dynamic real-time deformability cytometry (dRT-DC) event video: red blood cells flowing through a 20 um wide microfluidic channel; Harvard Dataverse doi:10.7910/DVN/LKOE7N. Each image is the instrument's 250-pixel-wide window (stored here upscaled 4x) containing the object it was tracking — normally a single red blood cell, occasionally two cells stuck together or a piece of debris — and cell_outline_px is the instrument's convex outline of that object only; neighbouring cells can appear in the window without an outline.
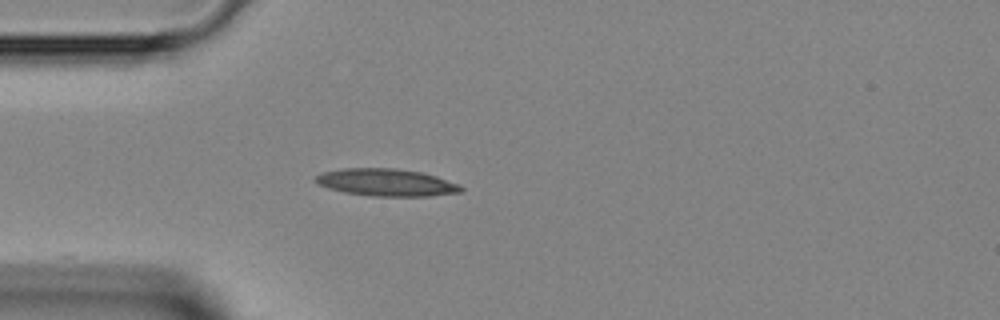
{"species": "Egyptian fruit bat (a non-hibernating species)", "species_latin": "Rousettus aegyptiacus", "temperature_condition": "room temperature", "stored_images_in_passage": 34, "camera_frame_rate_fps": 3000, "um_per_image_px": 0.085, "animal": {"sex": "female"}, "frame": {"image": 1, "passage_image": 1, "time_ms": 0.0, "image_size_px": [1000, 320], "cell_outline_px": [[464, 188], [460, 192], [428, 196], [372, 196], [344, 192], [328, 188], [316, 184], [312, 180], [316, 176], [324, 172], [344, 168], [396, 168], [420, 172], [436, 176], [460, 184]], "centroid_in_image_um": [32.82, 15.51], "position_along_channel_um": 52.2, "area_um2": 23.18}}
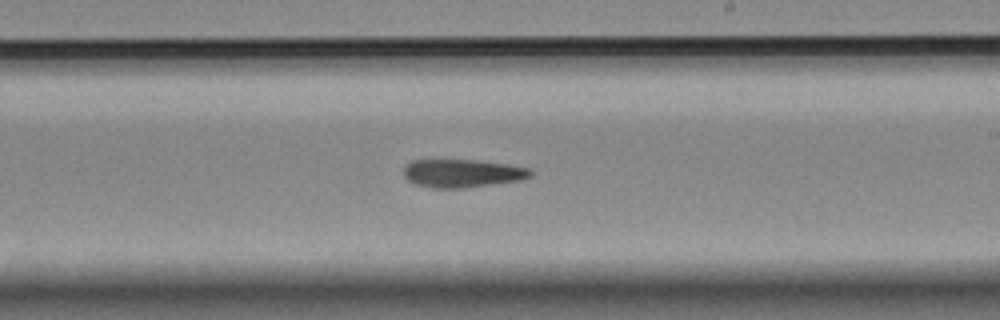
{"frame": {"image": 2, "passage_image": 15, "time_ms": 4.667, "image_size_px": [1000, 320], "cell_outline_px": [[532, 176], [520, 180], [464, 188], [432, 188], [416, 184], [408, 180], [404, 176], [404, 164], [412, 160], [476, 160], [508, 164], [528, 168], [532, 172]], "centroid_in_image_um": [39.27, 14.72], "position_along_channel_um": 249.7, "area_um2": 20.81}}
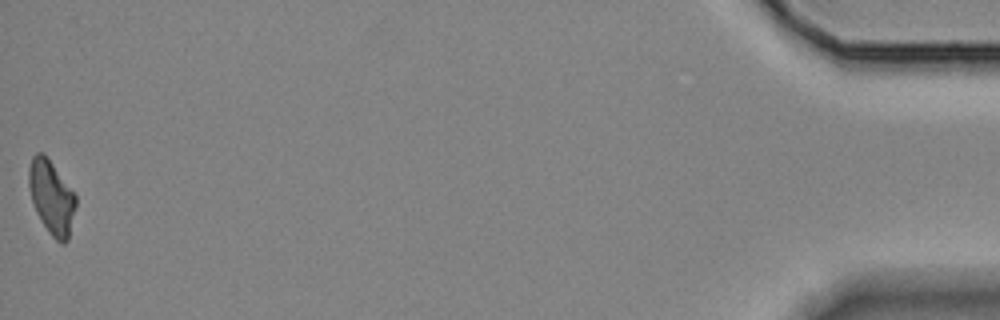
{"frame": {"image": 3, "passage_image": 34, "time_ms": 11.0, "image_size_px": [1000, 320], "cell_outline_px": [[76, 208], [68, 240], [64, 244], [60, 244], [48, 232], [36, 212], [32, 200], [28, 184], [28, 172], [32, 156], [36, 152], [44, 152], [76, 196]], "centroid_in_image_um": [4.38, 16.78], "position_along_channel_um": 430.8, "area_um2": 20.17}}